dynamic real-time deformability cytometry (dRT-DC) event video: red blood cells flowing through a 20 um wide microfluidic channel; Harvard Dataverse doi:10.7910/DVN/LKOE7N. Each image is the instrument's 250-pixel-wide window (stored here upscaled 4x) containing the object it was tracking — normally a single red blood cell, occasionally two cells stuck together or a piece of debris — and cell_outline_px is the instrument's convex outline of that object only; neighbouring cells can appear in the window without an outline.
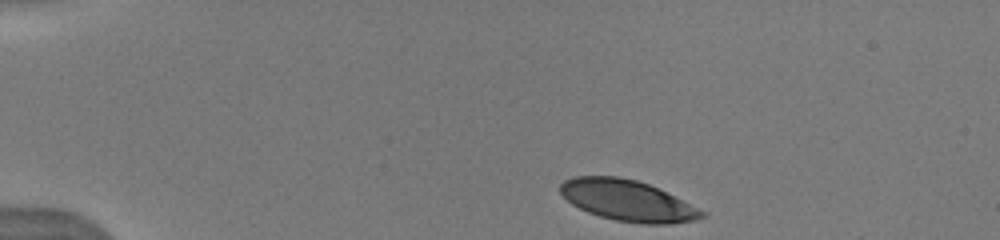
{"species": "human", "species_latin": "Homo sapiens", "temperature_condition": "warm", "stored_images_in_passage": 13, "camera_frame_rate_fps": 3000, "um_per_image_px": 0.085, "donor": {"sex": "male"}, "frame": {"image": 1, "passage_image": 1, "time_ms": 0.0, "image_size_px": [1000, 240], "cell_outline_px": [[708, 216], [696, 220], [672, 224], [644, 224], [616, 220], [600, 216], [588, 212], [572, 204], [560, 192], [560, 184], [564, 180], [572, 176], [620, 176], [636, 180], [648, 184], [708, 212]], "centroid_in_image_um": [53.37, 17.05], "position_along_channel_um": 31.6, "area_um2": 33.81}}
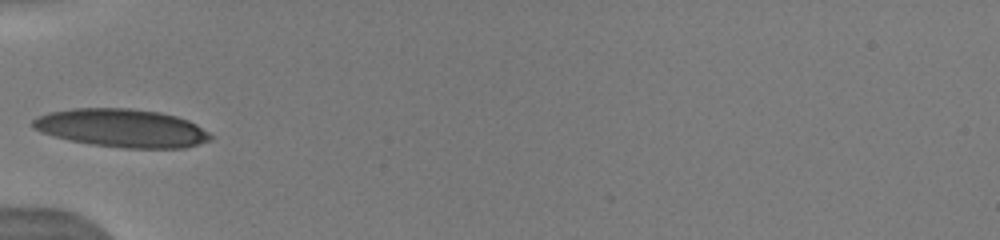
{"frame": {"image": 2, "passage_image": 7, "time_ms": 3.0, "image_size_px": [1000, 240], "cell_outline_px": [[212, 140], [184, 148], [124, 148], [92, 144], [72, 140], [56, 136], [32, 128], [32, 120], [36, 116], [48, 112], [72, 108], [132, 108], [160, 112], [176, 116], [188, 120], [196, 124], [208, 132], [212, 136]], "centroid_in_image_um": [10.36, 10.87], "position_along_channel_um": 74.6, "area_um2": 39.54}}
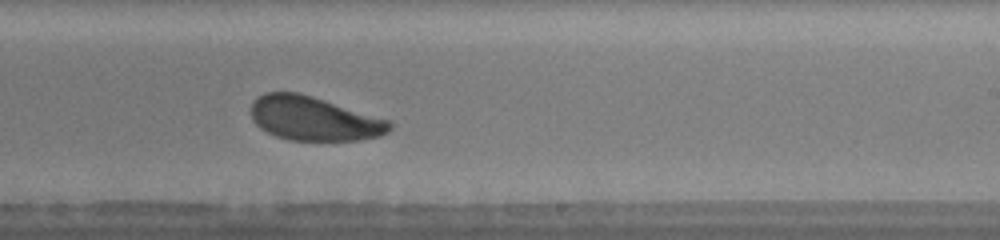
{"frame": {"image": 3, "passage_image": 12, "time_ms": 7.667, "image_size_px": [1000, 240], "cell_outline_px": [[392, 128], [388, 132], [380, 136], [360, 140], [288, 140], [276, 136], [260, 128], [252, 120], [252, 100], [256, 96], [264, 92], [300, 92], [392, 120]], "centroid_in_image_um": [26.7, 10.06], "position_along_channel_um": 262.3, "area_um2": 36.01}}